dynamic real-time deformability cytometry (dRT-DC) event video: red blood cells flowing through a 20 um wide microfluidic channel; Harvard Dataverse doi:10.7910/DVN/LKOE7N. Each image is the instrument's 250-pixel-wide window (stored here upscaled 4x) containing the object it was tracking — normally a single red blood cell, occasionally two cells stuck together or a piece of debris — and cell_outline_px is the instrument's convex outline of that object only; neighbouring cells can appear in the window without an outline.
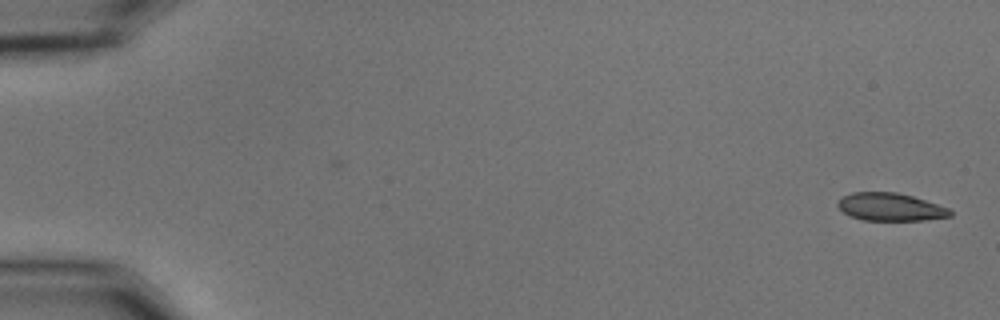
{"species": "common noctule bat (a hibernating species)", "species_latin": "Nyctalus noctula", "temperature_condition": "cold", "stored_images_in_passage": 55, "camera_frame_rate_fps": 3000, "um_per_image_px": 0.085, "animal": {"sex": "male", "body_mass_g": 15.6}, "frame": {"image": 1, "passage_image": 1, "time_ms": 0.0, "image_size_px": [1000, 320], "cell_outline_px": [[952, 216], [924, 220], [864, 220], [852, 216], [844, 212], [836, 204], [844, 196], [852, 192], [896, 192], [912, 196], [948, 208], [952, 212]], "centroid_in_image_um": [75.69, 17.59], "position_along_channel_um": 9.3, "area_um2": 17.92}}
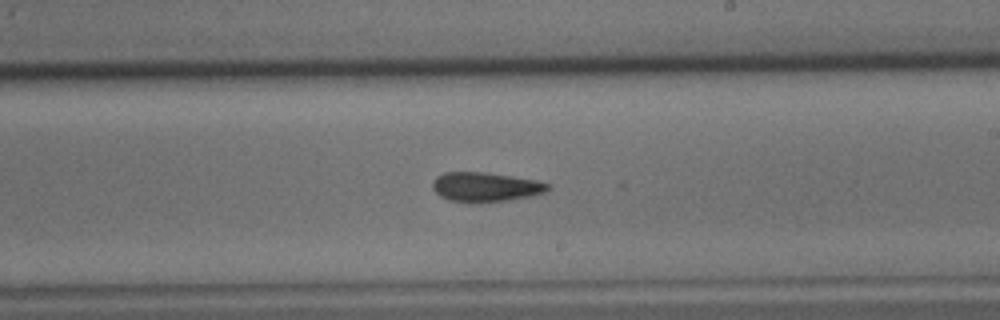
{"frame": {"image": 2, "passage_image": 33, "time_ms": 10.667, "image_size_px": [1000, 320], "cell_outline_px": [[552, 188], [544, 192], [532, 196], [508, 200], [476, 204], [448, 200], [440, 196], [432, 188], [432, 180], [436, 176], [444, 172], [484, 172], [512, 176], [536, 180], [552, 184]], "centroid_in_image_um": [41.26, 15.9], "position_along_channel_um": 247.7, "area_um2": 20.23}}
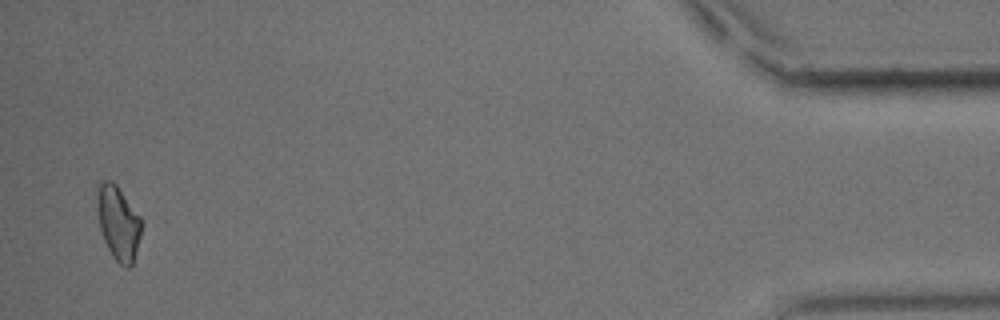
{"frame": {"image": 3, "passage_image": 54, "time_ms": 17.667, "image_size_px": [1000, 320], "cell_outline_px": [[148, 220], [132, 264], [128, 268], [120, 264], [112, 256], [104, 240], [100, 228], [96, 208], [96, 180], [112, 180], [116, 184]], "centroid_in_image_um": [10.13, 18.86], "position_along_channel_um": 425.1, "area_um2": 20.69}, "authors_computed_cell_mechanics": {"area_um2": 19.5942, "velocity_mm_per_s": 3.6243, "shape_relaxation_time_tau1_ms": null, "shape_relaxation_time_tau2_ms": 8.3393, "deformation_change_tau1": null, "deformation_change_tau2": 0.1636}}